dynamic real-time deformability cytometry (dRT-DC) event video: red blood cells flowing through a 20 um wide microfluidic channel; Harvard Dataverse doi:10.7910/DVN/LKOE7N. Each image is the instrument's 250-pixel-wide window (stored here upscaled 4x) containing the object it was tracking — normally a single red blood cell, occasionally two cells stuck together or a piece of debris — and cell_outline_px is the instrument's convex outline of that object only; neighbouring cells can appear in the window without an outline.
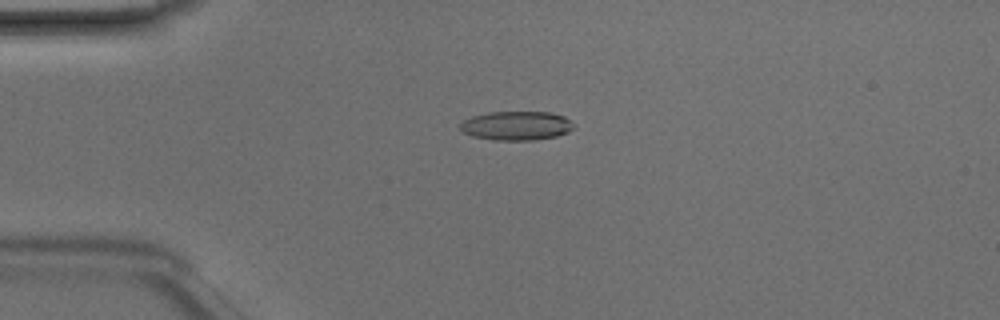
{"species": "Egyptian fruit bat (a non-hibernating species)", "species_latin": "Rousettus aegyptiacus", "temperature_condition": "room temperature", "stored_images_in_passage": 48, "camera_frame_rate_fps": 3000, "um_per_image_px": 0.085, "animal": {"sex": "male"}, "frame": {"image": 1, "passage_image": 12, "time_ms": 3.667, "image_size_px": [1000, 320], "cell_outline_px": [[572, 128], [568, 132], [556, 136], [536, 140], [496, 140], [472, 136], [464, 132], [460, 128], [460, 124], [464, 120], [472, 116], [488, 112], [552, 112], [564, 116], [572, 124]], "centroid_in_image_um": [43.88, 10.68], "position_along_channel_um": 41.1, "area_um2": 19.07}}
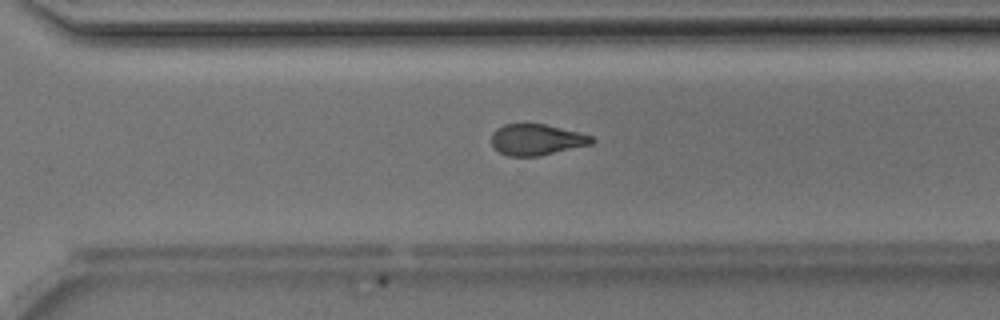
{"frame": {"image": 2, "passage_image": 34, "time_ms": 11.0, "image_size_px": [1000, 320], "cell_outline_px": [[596, 140], [592, 144], [540, 156], [508, 156], [500, 152], [492, 144], [492, 132], [496, 128], [504, 124], [544, 124], [580, 132], [592, 136]], "centroid_in_image_um": [45.63, 11.87], "position_along_channel_um": 325.0, "area_um2": 18.21}}
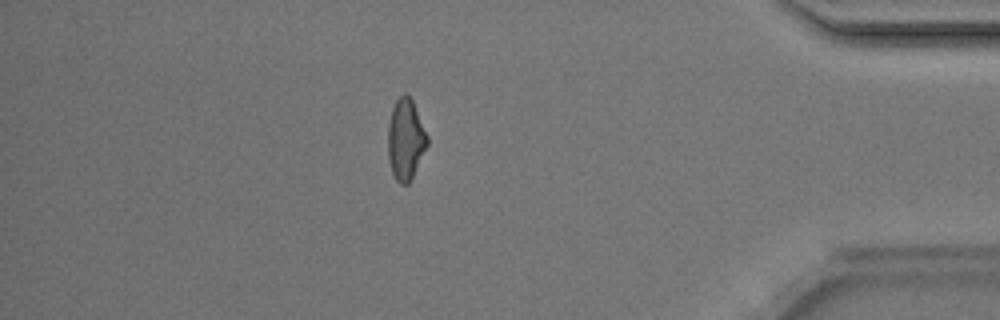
{"frame": {"image": 3, "passage_image": 42, "time_ms": 13.667, "image_size_px": [1000, 320], "cell_outline_px": [[428, 144], [408, 184], [400, 184], [396, 180], [392, 172], [388, 160], [388, 124], [392, 108], [396, 100], [404, 92], [412, 100], [428, 136]], "centroid_in_image_um": [34.46, 11.84], "position_along_channel_um": 400.7, "area_um2": 18.38}, "authors_computed_cell_mechanics": {"area_um2": 19.0162, "velocity_mm_per_s": 4.2395, "shape_relaxation_time_tau1_ms": 4.7313, "shape_relaxation_time_tau2_ms": 2.2623, "deformation_change_tau1": 0.1727, "deformation_change_tau2": 0.1017}}